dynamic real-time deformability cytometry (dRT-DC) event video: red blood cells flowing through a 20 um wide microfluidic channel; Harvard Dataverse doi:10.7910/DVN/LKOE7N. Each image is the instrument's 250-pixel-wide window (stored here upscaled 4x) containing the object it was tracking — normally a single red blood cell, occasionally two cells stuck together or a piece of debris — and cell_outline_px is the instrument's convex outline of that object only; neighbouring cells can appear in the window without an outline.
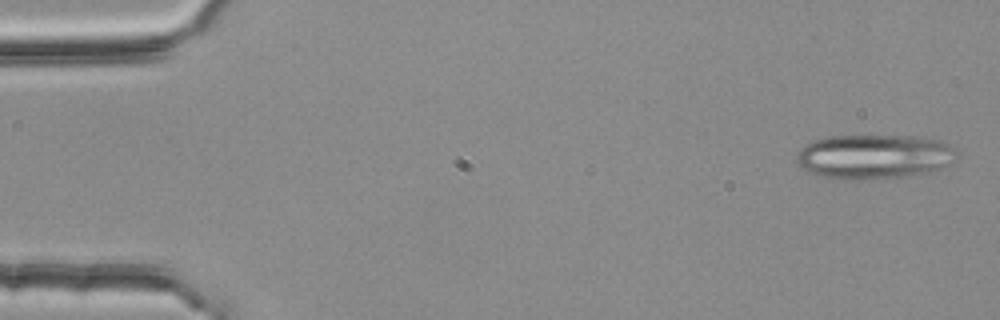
{"species": "common noctule bat (a hibernating species)", "species_latin": "Nyctalus noctula", "temperature_condition": "room temperature", "stored_images_in_passage": 39, "segment_of_instrument_passage": [1, 2], "camera_frame_rate_fps": 3000, "um_per_image_px": 0.085, "animal": {"sex": "female", "body_mass_g": 25.1}, "frame": {"image": 1, "passage_image": 2, "time_ms": 0.333, "image_size_px": [1000, 320], "cell_outline_px": [[956, 148], [952, 160], [948, 164], [940, 168], [928, 172], [912, 176], [860, 180], [856, 180], [820, 176], [804, 168], [796, 160], [796, 152], [800, 148], [812, 140], [828, 136], [916, 136], [936, 140], [948, 144]], "centroid_in_image_um": [74.27, 13.31], "position_along_channel_um": 10.7, "area_um2": 41.38}}